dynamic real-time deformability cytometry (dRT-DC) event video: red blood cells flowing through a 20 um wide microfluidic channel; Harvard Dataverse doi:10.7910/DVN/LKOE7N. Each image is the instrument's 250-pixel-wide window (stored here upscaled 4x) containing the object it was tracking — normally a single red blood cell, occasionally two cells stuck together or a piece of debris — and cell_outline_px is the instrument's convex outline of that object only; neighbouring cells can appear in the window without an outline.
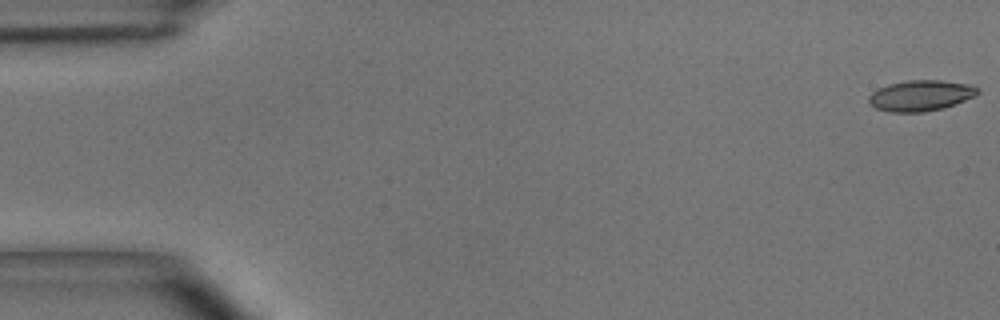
{"species": "common noctule bat (a hibernating species)", "species_latin": "Nyctalus noctula", "temperature_condition": "room temperature", "stored_images_in_passage": 51, "camera_frame_rate_fps": 3000, "um_per_image_px": 0.085, "animal": {"sex": "male", "body_mass_g": 15.6}, "frame": {"image": 1, "passage_image": 1, "time_ms": 0.0, "image_size_px": [1000, 320], "cell_outline_px": [[980, 92], [976, 96], [956, 104], [944, 108], [924, 112], [888, 112], [876, 108], [868, 100], [868, 96], [872, 92], [888, 84], [908, 80], [940, 80], [972, 84], [980, 88]], "centroid_in_image_um": [78.32, 8.12], "position_along_channel_um": 6.7, "area_um2": 19.77}}
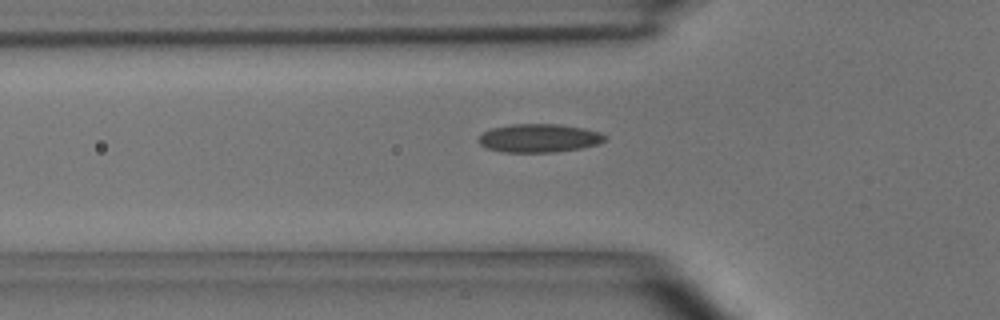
{"frame": {"image": 2, "passage_image": 17, "time_ms": 5.333, "image_size_px": [1000, 320], "cell_outline_px": [[608, 140], [596, 144], [580, 148], [556, 152], [504, 152], [484, 148], [476, 140], [484, 132], [492, 128], [512, 124], [560, 124], [584, 128], [600, 132]], "centroid_in_image_um": [45.8, 11.74], "position_along_channel_um": 80.0, "area_um2": 20.98}}
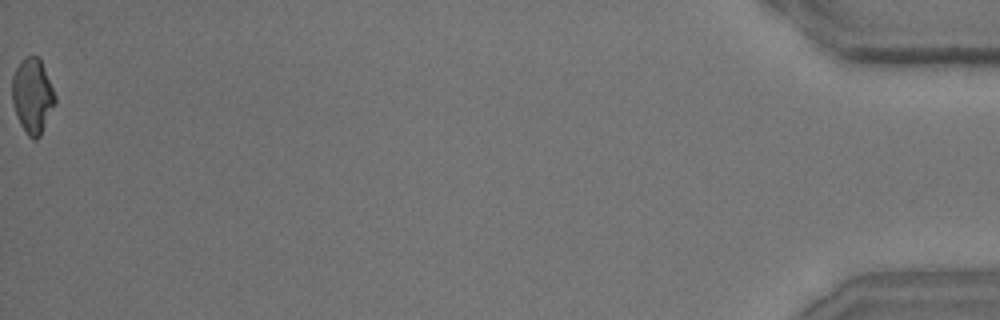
{"frame": {"image": 3, "passage_image": 51, "time_ms": 16.667, "image_size_px": [1000, 320], "cell_outline_px": [[56, 104], [40, 136], [36, 140], [32, 140], [28, 136], [20, 124], [16, 116], [12, 100], [12, 76], [20, 60], [24, 56], [40, 56], [56, 96]], "centroid_in_image_um": [2.77, 8.13], "position_along_channel_um": 432.4, "area_um2": 19.13}, "authors_computed_cell_mechanics": {"area_um2": 19.7676, "velocity_mm_per_s": 3.9563, "shape_relaxation_time_tau1_ms": 6.7521, "shape_relaxation_time_tau2_ms": 2.1823, "deformation_change_tau1": 0.1701, "deformation_change_tau2": 0.0882}}